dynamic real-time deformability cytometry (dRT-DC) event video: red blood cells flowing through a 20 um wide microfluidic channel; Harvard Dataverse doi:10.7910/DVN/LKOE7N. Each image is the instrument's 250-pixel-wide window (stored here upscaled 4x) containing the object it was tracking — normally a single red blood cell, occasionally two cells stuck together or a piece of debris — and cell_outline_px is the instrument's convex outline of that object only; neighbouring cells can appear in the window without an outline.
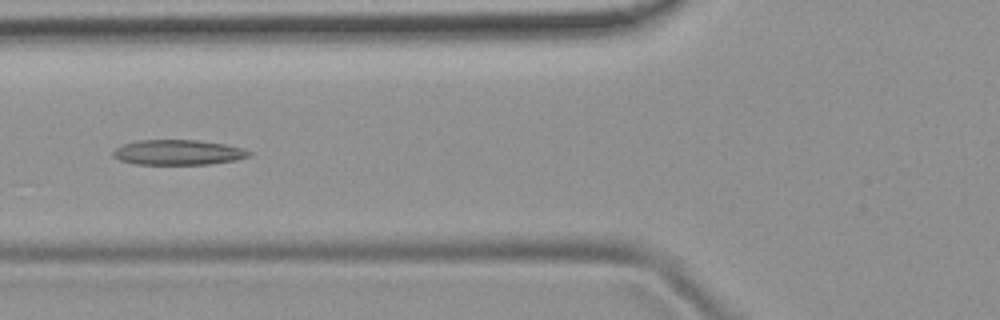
{"species": "common noctule bat (a hibernating species)", "species_latin": "Nyctalus noctula", "temperature_condition": "room temperature", "stored_images_in_passage": 8, "camera_frame_rate_fps": 3000, "um_per_image_px": 0.085, "animal": {"sex": "female", "body_mass_g": 19.9}, "frame": {"image": 1, "passage_image": 6, "time_ms": 5.667, "image_size_px": [1000, 320], "cell_outline_px": [[252, 152], [248, 156], [236, 160], [208, 164], [136, 164], [120, 160], [112, 156], [112, 152], [116, 148], [124, 144], [136, 140], [196, 140], [224, 144], [244, 148]], "centroid_in_image_um": [15.13, 12.95], "position_along_channel_um": 110.7, "area_um2": 19.83}}
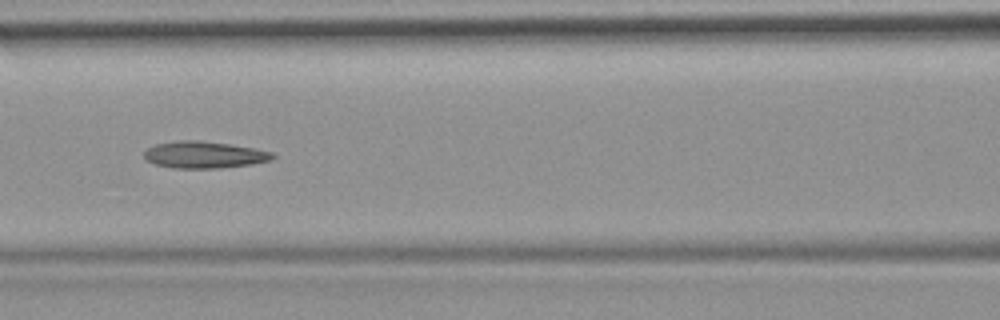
{"frame": {"image": 2, "passage_image": 7, "time_ms": 6.667, "image_size_px": [1000, 320], "cell_outline_px": [[276, 156], [272, 160], [252, 164], [220, 168], [172, 168], [156, 164], [148, 160], [144, 156], [144, 152], [148, 148], [156, 144], [180, 140], [200, 140], [232, 144], [256, 148], [272, 152]], "centroid_in_image_um": [17.41, 13.15], "position_along_channel_um": 149.2, "area_um2": 20.17}}
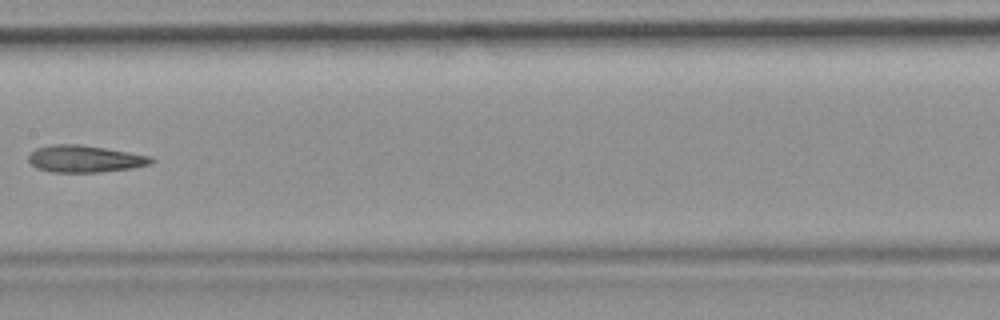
{"frame": {"image": 3, "passage_image": 8, "time_ms": 8.0, "image_size_px": [1000, 320], "cell_outline_px": [[156, 160], [152, 164], [132, 168], [100, 172], [52, 172], [36, 168], [28, 160], [28, 156], [36, 148], [52, 144], [80, 144], [152, 156]], "centroid_in_image_um": [7.23, 13.5], "position_along_channel_um": 200.2, "area_um2": 19.36}}